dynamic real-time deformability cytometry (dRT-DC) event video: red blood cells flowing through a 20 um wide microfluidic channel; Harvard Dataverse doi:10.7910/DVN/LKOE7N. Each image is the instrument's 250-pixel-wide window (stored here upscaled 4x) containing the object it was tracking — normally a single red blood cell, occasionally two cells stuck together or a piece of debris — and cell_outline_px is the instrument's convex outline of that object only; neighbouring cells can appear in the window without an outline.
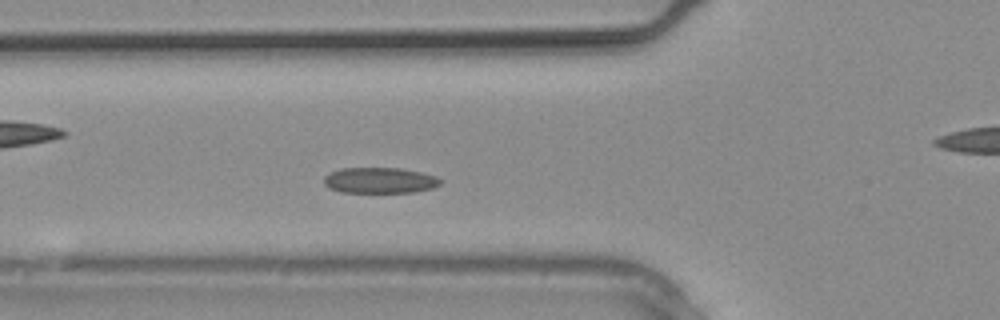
{"species": "common noctule bat (a hibernating species)", "species_latin": "Nyctalus noctula", "temperature_condition": "warm", "stored_images_in_passage": 23, "camera_frame_rate_fps": 3000, "um_per_image_px": 0.085, "animal": {"sex": "male", "body_mass_g": 20.4}, "frame": {"image": 1, "passage_image": 7, "time_ms": 2.0, "image_size_px": [1000, 320], "cell_outline_px": [[440, 184], [432, 188], [412, 192], [340, 192], [328, 188], [324, 184], [324, 176], [328, 172], [340, 168], [400, 168], [420, 172], [436, 176], [440, 180]], "centroid_in_image_um": [32.22, 15.32], "position_along_channel_um": 93.6, "area_um2": 17.51}}